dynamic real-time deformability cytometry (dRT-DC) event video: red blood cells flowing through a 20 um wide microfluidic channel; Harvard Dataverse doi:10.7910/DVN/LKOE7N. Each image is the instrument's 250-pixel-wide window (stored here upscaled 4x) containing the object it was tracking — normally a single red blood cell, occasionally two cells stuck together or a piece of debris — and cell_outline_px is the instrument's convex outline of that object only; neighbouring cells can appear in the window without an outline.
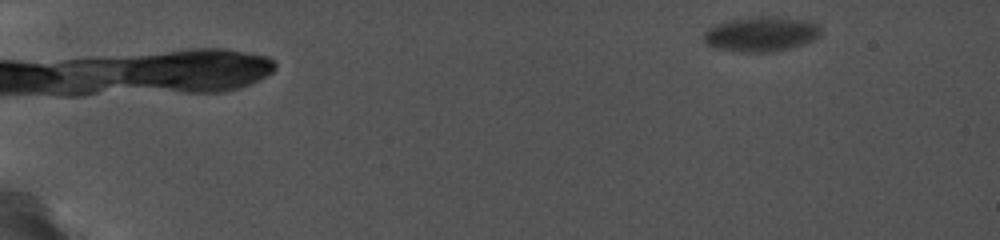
{"species": "common noctule bat (a hibernating species)", "species_latin": "Nyctalus noctula", "temperature_condition": "cold", "stored_images_in_passage": 44, "camera_frame_rate_fps": 5000, "um_per_image_px": 0.085, "animal": {"sex": "female", "body_mass_g": 19.0, "forearm_length_mm": 56.7}, "frame": {"image": 1, "passage_image": 4, "time_ms": 1.2, "image_size_px": [1000, 240], "cell_outline_px": [[820, 36], [816, 40], [804, 44], [776, 52], [740, 52], [712, 48], [704, 40], [704, 32], [708, 28], [716, 24], [732, 20], [760, 16], [772, 16], [808, 20], [816, 24], [820, 28]], "centroid_in_image_um": [64.72, 2.91], "position_along_channel_um": 20.3, "area_um2": 23.99}}
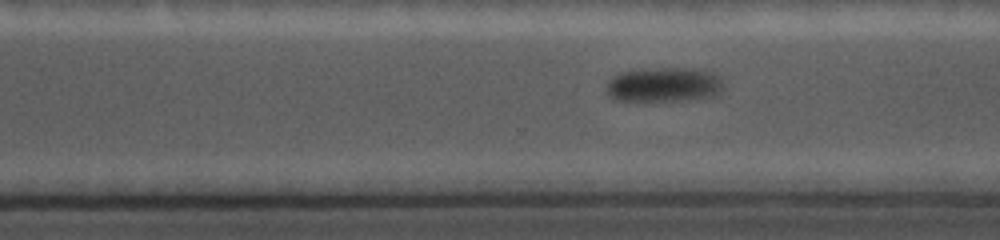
{"frame": {"image": 2, "passage_image": 36, "time_ms": 13.6, "image_size_px": [1000, 240], "cell_outline_px": [[716, 84], [708, 92], [696, 96], [672, 100], [620, 100], [612, 96], [608, 92], [608, 88], [612, 80], [616, 76], [624, 72], [660, 68], [676, 68], [704, 72], [712, 76], [716, 80]], "centroid_in_image_um": [56.15, 7.18], "position_along_channel_um": 314.4, "area_um2": 20.46}}
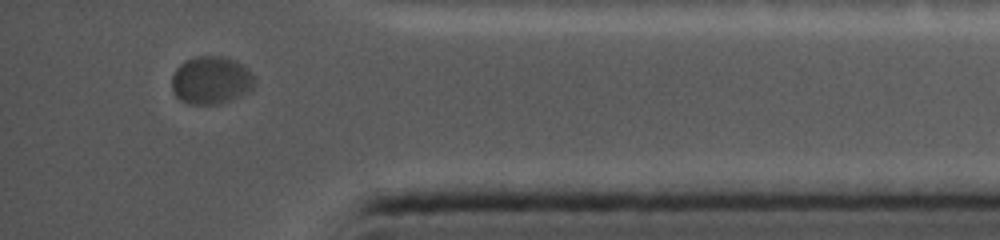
{"frame": {"image": 3, "passage_image": 43, "time_ms": 16.6, "image_size_px": [1000, 240], "cell_outline_px": [[252, 88], [220, 100], [184, 100], [176, 92], [172, 84], [172, 80], [176, 72], [188, 60], [200, 56], [216, 56], [232, 60], [244, 68], [252, 76]], "centroid_in_image_um": [17.92, 6.71], "position_along_channel_um": 417.3, "area_um2": 20.0}}